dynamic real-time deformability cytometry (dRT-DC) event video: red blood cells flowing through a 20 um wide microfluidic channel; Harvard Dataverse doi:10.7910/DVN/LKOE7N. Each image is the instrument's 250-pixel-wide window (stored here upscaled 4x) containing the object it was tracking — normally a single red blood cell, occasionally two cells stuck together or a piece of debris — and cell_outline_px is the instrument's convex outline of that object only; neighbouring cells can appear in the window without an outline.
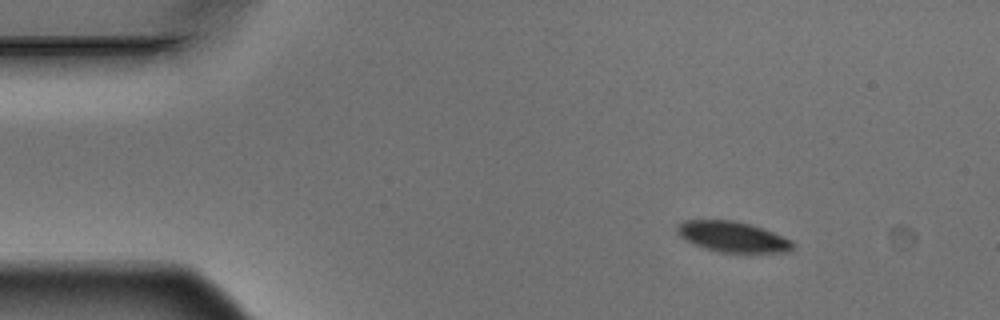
{"species": "Egyptian fruit bat (a non-hibernating species)", "species_latin": "Rousettus aegyptiacus", "temperature_condition": "warm", "stored_images_in_passage": 4, "camera_frame_rate_fps": 3000, "um_per_image_px": 0.085, "animal": {"sex": "male"}, "frame": {"image": 1, "passage_image": 1, "time_ms": 0.0, "image_size_px": [1000, 320], "cell_outline_px": [[796, 244], [788, 252], [720, 252], [704, 248], [684, 240], [676, 232], [676, 228], [684, 220], [732, 220], [748, 224], [772, 232], [792, 240]], "centroid_in_image_um": [62.25, 20.13], "position_along_channel_um": 22.7, "area_um2": 20.4}}
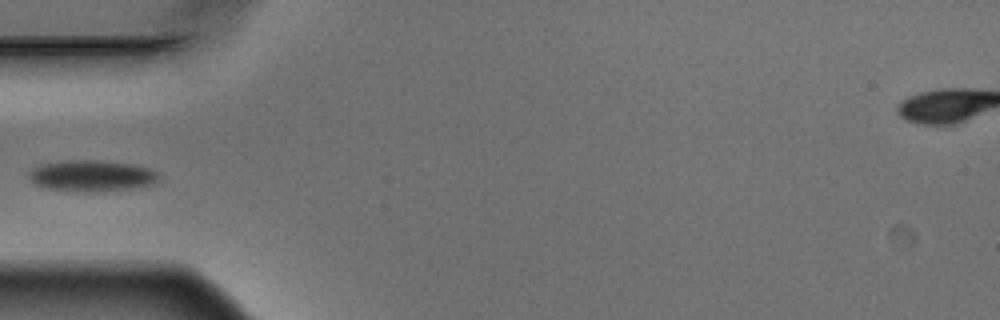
{"frame": {"image": 2, "passage_image": 4, "time_ms": 1.0, "image_size_px": [1000, 320], "cell_outline_px": [[160, 180], [152, 184], [140, 188], [96, 192], [80, 192], [48, 188], [36, 184], [28, 176], [28, 172], [32, 168], [40, 164], [60, 160], [104, 160], [132, 164], [152, 168], [160, 172]], "centroid_in_image_um": [7.87, 14.93], "position_along_channel_um": 77.1, "area_um2": 24.33}}